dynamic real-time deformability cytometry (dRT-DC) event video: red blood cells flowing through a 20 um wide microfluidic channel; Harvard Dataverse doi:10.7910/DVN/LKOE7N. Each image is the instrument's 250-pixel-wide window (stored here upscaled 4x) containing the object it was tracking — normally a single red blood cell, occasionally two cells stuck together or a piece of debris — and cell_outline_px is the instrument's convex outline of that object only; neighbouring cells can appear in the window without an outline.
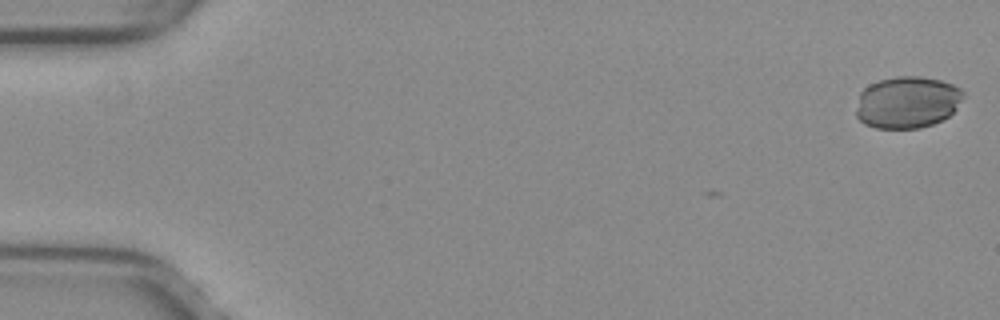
{"species": "common noctule bat (a hibernating species)", "species_latin": "Nyctalus noctula", "temperature_condition": "warm", "stored_images_in_passage": 7, "camera_frame_rate_fps": 3000, "um_per_image_px": 0.085, "animal": {"sex": "female", "body_mass_g": 29.2, "forearm_length_mm": 56.3}, "frame": {"image": 1, "passage_image": 1, "time_ms": 0.0, "image_size_px": [1000, 320], "cell_outline_px": [[964, 96], [956, 108], [948, 116], [932, 124], [920, 128], [876, 128], [864, 124], [856, 116], [856, 108], [860, 92], [868, 84], [880, 80], [896, 76], [920, 76], [940, 80], [952, 84], [960, 88], [964, 92]], "centroid_in_image_um": [77.1, 8.68], "position_along_channel_um": 7.9, "area_um2": 32.48}}